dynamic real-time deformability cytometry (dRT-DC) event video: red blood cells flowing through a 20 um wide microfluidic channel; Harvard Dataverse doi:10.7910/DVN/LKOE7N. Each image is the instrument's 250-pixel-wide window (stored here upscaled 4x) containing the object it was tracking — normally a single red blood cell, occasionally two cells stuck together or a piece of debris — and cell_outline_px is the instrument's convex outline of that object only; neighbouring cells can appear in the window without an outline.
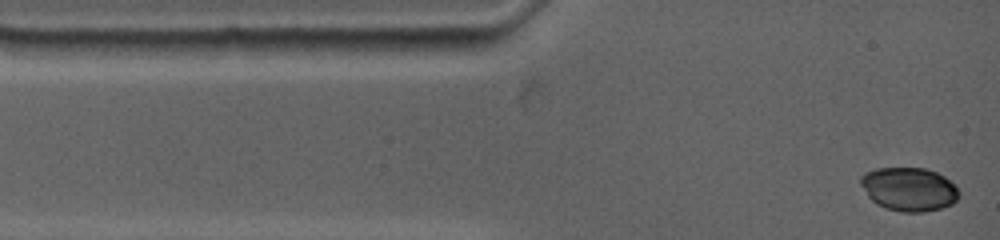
{"species": "common noctule bat (a hibernating species)", "species_latin": "Nyctalus noctula", "temperature_condition": "warm", "stored_images_in_passage": 6, "camera_frame_rate_fps": 4500, "um_per_image_px": 0.085, "animal": {"sex": "female", "body_mass_g": 19.0, "forearm_length_mm": 53.3}, "frame": {"image": 1, "passage_image": 1, "time_ms": 0.0, "image_size_px": [1000, 240], "cell_outline_px": [[960, 196], [952, 204], [940, 208], [924, 212], [900, 212], [884, 208], [876, 204], [868, 196], [860, 184], [860, 176], [864, 172], [876, 168], [924, 168], [936, 172], [944, 176], [956, 184], [960, 192]], "centroid_in_image_um": [77.27, 16.08], "position_along_channel_um": 7.7, "area_um2": 25.32}}
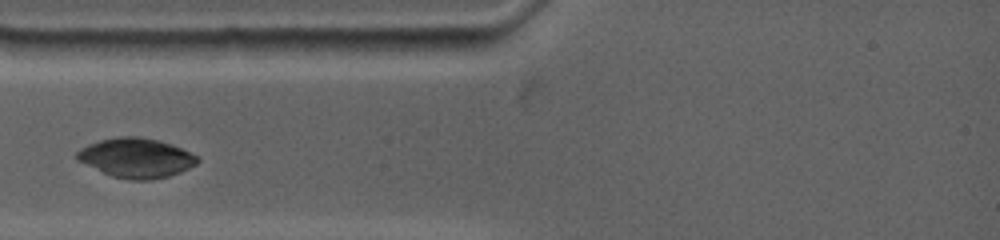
{"frame": {"image": 2, "passage_image": 4, "time_ms": 2.889, "image_size_px": [1000, 240], "cell_outline_px": [[200, 160], [196, 164], [180, 172], [168, 176], [148, 180], [132, 180], [112, 176], [76, 160], [76, 152], [80, 148], [88, 144], [100, 140], [116, 136], [140, 136], [160, 140], [172, 144], [196, 156]], "centroid_in_image_um": [11.55, 13.4], "position_along_channel_um": 73.5, "area_um2": 27.69}}
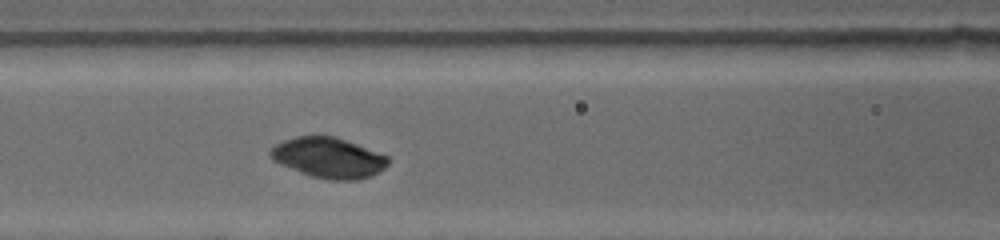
{"frame": {"image": 3, "passage_image": 6, "time_ms": 4.667, "image_size_px": [1000, 240], "cell_outline_px": [[388, 164], [380, 172], [372, 176], [356, 180], [328, 180], [312, 176], [300, 172], [280, 164], [272, 160], [268, 156], [268, 152], [276, 144], [284, 140], [296, 136], [336, 136], [388, 156]], "centroid_in_image_um": [27.91, 13.41], "position_along_channel_um": 138.7, "area_um2": 27.74}}